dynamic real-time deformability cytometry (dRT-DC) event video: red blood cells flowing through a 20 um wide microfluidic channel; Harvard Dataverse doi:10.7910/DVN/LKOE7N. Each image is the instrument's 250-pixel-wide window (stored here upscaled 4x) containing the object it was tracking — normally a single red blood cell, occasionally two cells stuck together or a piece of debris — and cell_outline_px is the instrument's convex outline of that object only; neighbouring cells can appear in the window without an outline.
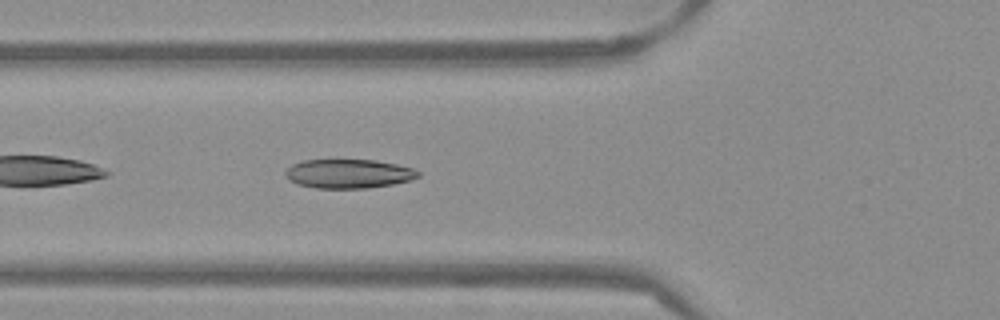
{"species": "Egyptian fruit bat (a non-hibernating species)", "species_latin": "Rousettus aegyptiacus", "temperature_condition": "warm", "stored_images_in_passage": 38, "camera_frame_rate_fps": 3000, "um_per_image_px": 0.085, "frame": {"image": 1, "passage_image": 5, "time_ms": 1.333, "image_size_px": [1000, 320], "cell_outline_px": [[420, 176], [412, 180], [392, 184], [368, 188], [316, 188], [296, 184], [284, 176], [284, 172], [292, 164], [304, 160], [376, 160], [396, 164], [412, 168], [420, 172]], "centroid_in_image_um": [29.62, 14.77], "position_along_channel_um": 96.2, "area_um2": 22.54}}
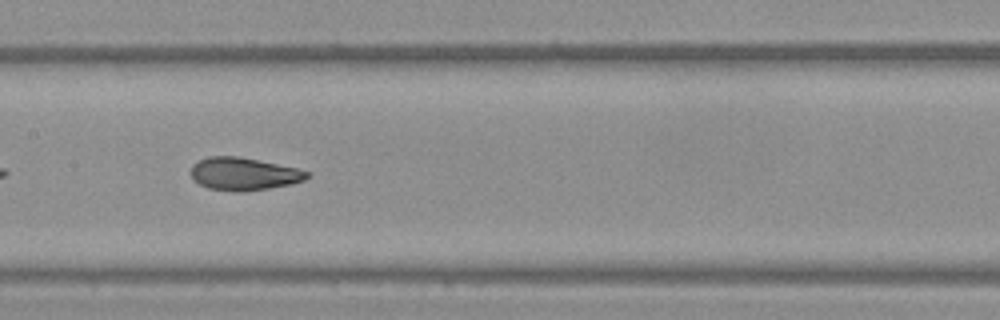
{"frame": {"image": 2, "passage_image": 12, "time_ms": 3.667, "image_size_px": [1000, 320], "cell_outline_px": [[308, 176], [304, 180], [292, 184], [244, 192], [236, 192], [208, 188], [192, 180], [188, 172], [192, 164], [208, 156], [236, 156], [296, 168], [308, 172]], "centroid_in_image_um": [20.63, 14.79], "position_along_channel_um": 186.8, "area_um2": 22.14}}
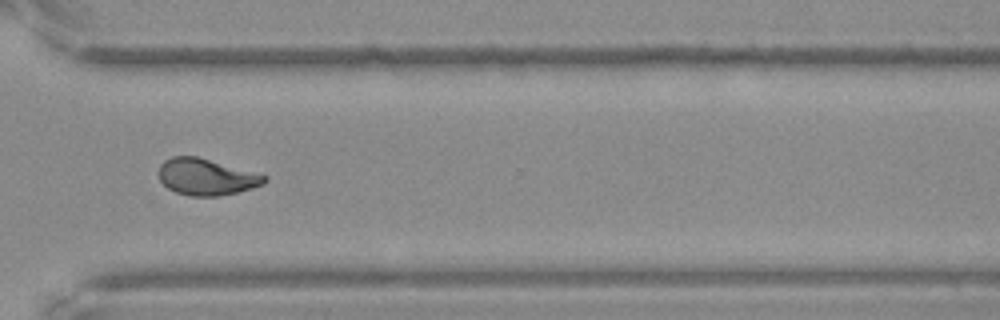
{"frame": {"image": 3, "passage_image": 25, "time_ms": 8.0, "image_size_px": [1000, 320], "cell_outline_px": [[268, 180], [264, 184], [252, 188], [220, 196], [188, 196], [176, 192], [168, 188], [160, 180], [156, 172], [160, 164], [164, 160], [172, 156], [196, 156], [268, 176]], "centroid_in_image_um": [17.5, 15.04], "position_along_channel_um": 353.1, "area_um2": 22.54}, "authors_computed_cell_mechanics": {"area_um2": 22.542, "velocity_mm_per_s": 3.8406, "shape_relaxation_time_tau1_ms": 3.7575, "shape_relaxation_time_tau2_ms": 0.9502, "deformation_change_tau1": 0.1476, "deformation_change_tau2": 0.0557}}